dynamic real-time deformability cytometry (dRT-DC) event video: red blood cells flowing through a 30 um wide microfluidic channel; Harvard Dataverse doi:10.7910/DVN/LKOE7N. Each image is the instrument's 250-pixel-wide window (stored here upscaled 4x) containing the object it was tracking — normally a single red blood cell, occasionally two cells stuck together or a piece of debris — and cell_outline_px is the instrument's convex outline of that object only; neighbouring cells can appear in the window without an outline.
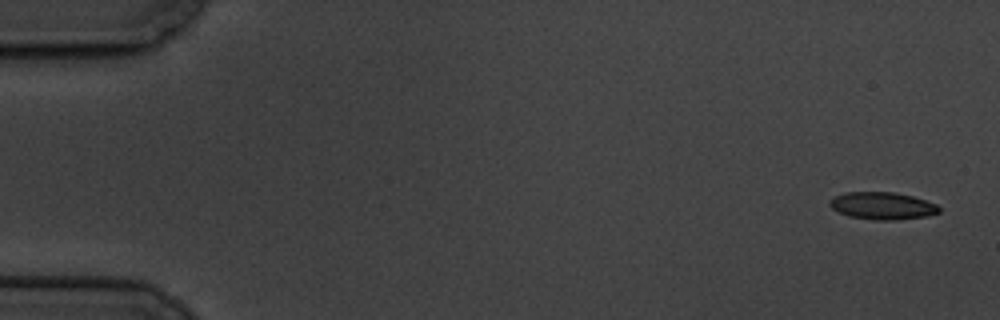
{"species": "common noctule bat (a hibernating species)", "species_latin": "Nyctalus noctula", "temperature_condition": "cold", "stored_images_in_passage": 7, "camera_frame_rate_fps": 3000, "um_per_image_px": 0.085, "animal": {"sex": "male", "body_mass_g": 19.5, "forearm_length_mm": 54.6}, "frame": {"image": 1, "passage_image": 1, "time_ms": 0.0, "image_size_px": [1000, 320], "cell_outline_px": [[940, 212], [924, 216], [896, 220], [876, 220], [848, 216], [832, 208], [828, 204], [828, 200], [844, 192], [896, 192], [912, 196], [936, 204], [940, 208]], "centroid_in_image_um": [74.97, 17.48], "position_along_channel_um": 10.0, "area_um2": 17.34}}
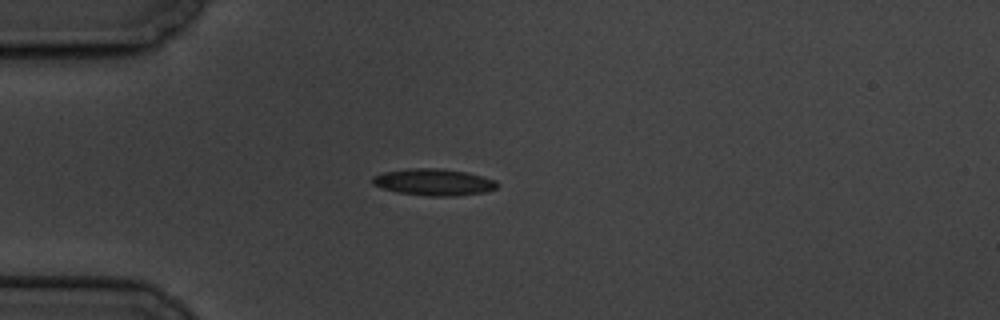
{"frame": {"image": 2, "passage_image": 5, "time_ms": 4.667, "image_size_px": [1000, 320], "cell_outline_px": [[500, 184], [496, 188], [484, 192], [456, 196], [428, 196], [396, 192], [372, 184], [372, 176], [384, 172], [408, 168], [440, 168], [468, 172], [496, 180]], "centroid_in_image_um": [36.88, 15.47], "position_along_channel_um": 48.1, "area_um2": 19.54}}
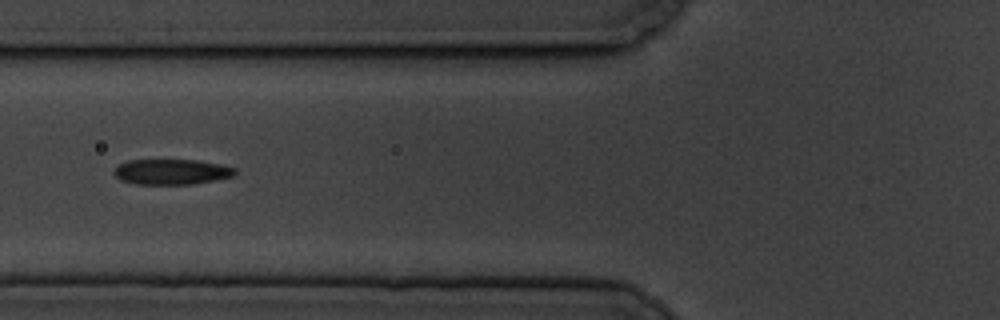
{"frame": {"image": 3, "passage_image": 7, "time_ms": 7.0, "image_size_px": [1000, 320], "cell_outline_px": [[236, 172], [232, 176], [192, 184], [136, 184], [120, 180], [112, 172], [120, 164], [128, 160], [196, 160], [220, 164], [236, 168]], "centroid_in_image_um": [14.56, 14.6], "position_along_channel_um": 111.2, "area_um2": 17.74}}